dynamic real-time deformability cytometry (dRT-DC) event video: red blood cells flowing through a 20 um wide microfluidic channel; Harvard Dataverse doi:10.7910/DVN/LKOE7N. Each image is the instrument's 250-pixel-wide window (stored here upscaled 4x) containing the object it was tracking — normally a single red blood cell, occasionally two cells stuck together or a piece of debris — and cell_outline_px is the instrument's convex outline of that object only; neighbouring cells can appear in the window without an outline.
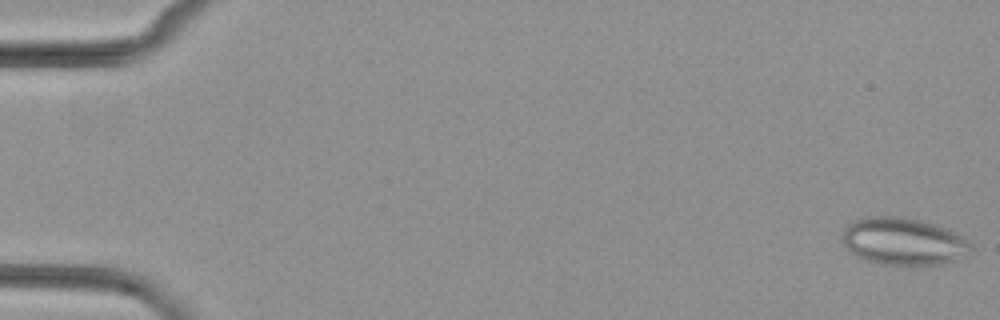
{"species": "common noctule bat (a hibernating species)", "species_latin": "Nyctalus noctula", "temperature_condition": "cold", "stored_images_in_passage": 53, "camera_frame_rate_fps": 3000, "um_per_image_px": 0.085, "animal": {"sex": "female", "body_mass_g": 29.2, "forearm_length_mm": 56.3}, "frame": {"image": 1, "passage_image": 1, "time_ms": 0.0, "image_size_px": [1000, 320], "cell_outline_px": [[972, 256], [940, 264], [912, 268], [880, 264], [856, 256], [844, 244], [844, 228], [852, 220], [860, 216], [900, 216], [920, 220], [948, 228], [964, 236], [972, 244]], "centroid_in_image_um": [76.87, 20.55], "position_along_channel_um": 8.1, "area_um2": 36.7}}
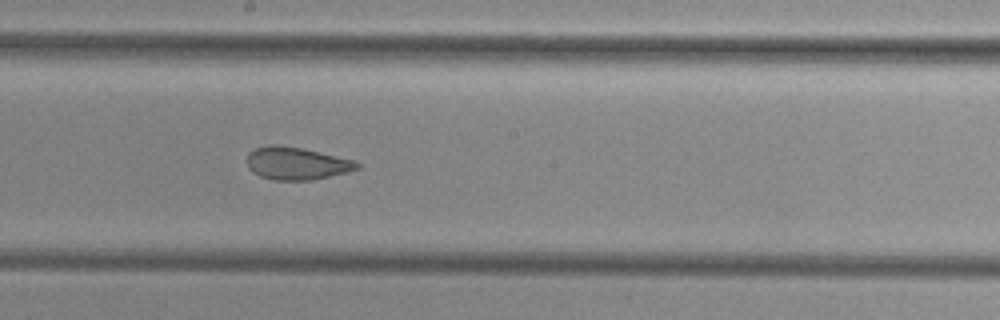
{"frame": {"image": 2, "passage_image": 30, "time_ms": 9.667, "image_size_px": [1000, 320], "cell_outline_px": [[360, 168], [348, 172], [312, 180], [272, 180], [260, 176], [252, 172], [248, 168], [248, 152], [256, 148], [272, 144], [276, 144], [300, 148], [356, 160], [360, 164]], "centroid_in_image_um": [25.22, 13.89], "position_along_channel_um": 223.0, "area_um2": 20.92}}
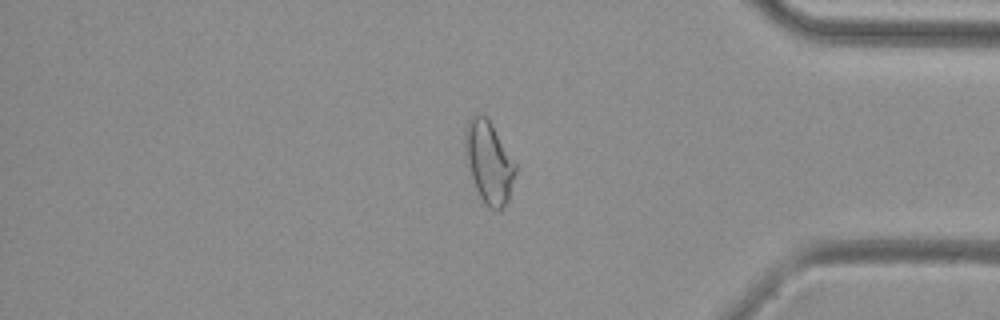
{"frame": {"image": 3, "passage_image": 45, "time_ms": 14.667, "image_size_px": [1000, 320], "cell_outline_px": [[516, 172], [508, 200], [504, 208], [500, 212], [496, 212], [488, 208], [484, 204], [476, 188], [468, 164], [464, 144], [464, 136], [468, 120], [472, 116], [480, 112], [492, 124], [516, 164]], "centroid_in_image_um": [41.57, 13.82], "position_along_channel_um": 393.6, "area_um2": 23.99}}